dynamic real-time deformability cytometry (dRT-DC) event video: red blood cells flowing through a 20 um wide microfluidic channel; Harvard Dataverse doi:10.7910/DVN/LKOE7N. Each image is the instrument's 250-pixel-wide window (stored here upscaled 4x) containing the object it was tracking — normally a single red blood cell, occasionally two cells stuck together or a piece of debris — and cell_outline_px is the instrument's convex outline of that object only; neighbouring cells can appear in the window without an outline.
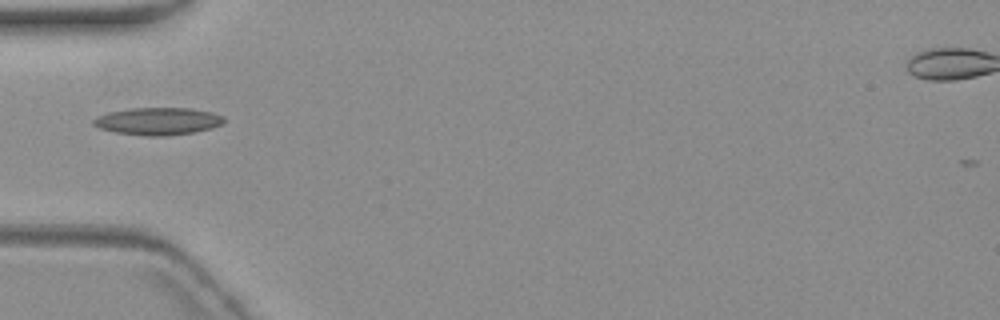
{"species": "common noctule bat (a hibernating species)", "species_latin": "Nyctalus noctula", "temperature_condition": "warm", "stored_images_in_passage": 5, "camera_frame_rate_fps": 3000, "um_per_image_px": 0.085, "animal": {"sex": "female", "body_mass_g": 19.3, "forearm_length_mm": 54.1}, "frame": {"image": 1, "passage_image": 5, "time_ms": 5.667, "image_size_px": [1000, 320], "cell_outline_px": [[224, 120], [220, 124], [212, 128], [192, 132], [168, 136], [144, 136], [116, 132], [100, 128], [92, 124], [92, 120], [96, 116], [108, 112], [128, 108], [192, 108], [212, 112], [224, 116]], "centroid_in_image_um": [13.4, 10.3], "position_along_channel_um": 71.6, "area_um2": 20.92}}